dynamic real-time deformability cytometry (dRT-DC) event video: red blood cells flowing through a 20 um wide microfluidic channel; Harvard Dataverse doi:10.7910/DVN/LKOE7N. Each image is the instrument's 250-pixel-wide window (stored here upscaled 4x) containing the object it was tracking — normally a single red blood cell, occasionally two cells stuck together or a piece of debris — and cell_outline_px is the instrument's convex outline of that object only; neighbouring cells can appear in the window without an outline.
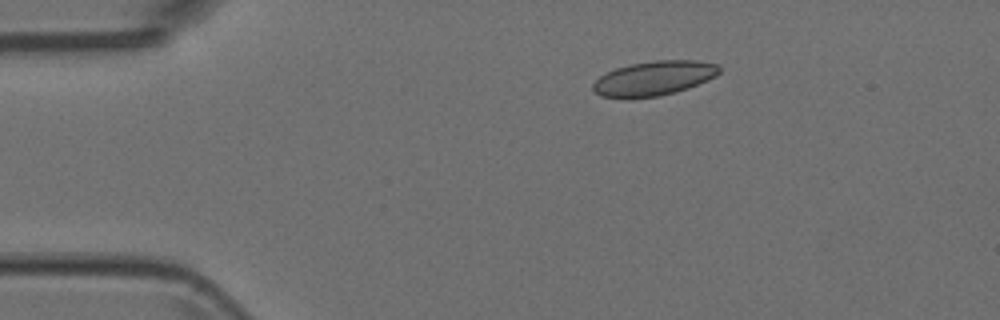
{"species": "Egyptian fruit bat (a non-hibernating species)", "species_latin": "Rousettus aegyptiacus", "temperature_condition": "room temperature", "stored_images_in_passage": 4, "camera_frame_rate_fps": 3000, "um_per_image_px": 0.085, "animal": {"sex": "female"}, "frame": {"image": 1, "passage_image": 3, "time_ms": 0.667, "image_size_px": [1000, 320], "cell_outline_px": [[720, 72], [716, 76], [708, 80], [688, 88], [676, 92], [660, 96], [600, 96], [592, 88], [592, 84], [600, 76], [616, 68], [632, 64], [656, 60], [696, 60], [716, 64], [720, 68]], "centroid_in_image_um": [55.64, 6.63], "position_along_channel_um": 29.4, "area_um2": 24.85}}